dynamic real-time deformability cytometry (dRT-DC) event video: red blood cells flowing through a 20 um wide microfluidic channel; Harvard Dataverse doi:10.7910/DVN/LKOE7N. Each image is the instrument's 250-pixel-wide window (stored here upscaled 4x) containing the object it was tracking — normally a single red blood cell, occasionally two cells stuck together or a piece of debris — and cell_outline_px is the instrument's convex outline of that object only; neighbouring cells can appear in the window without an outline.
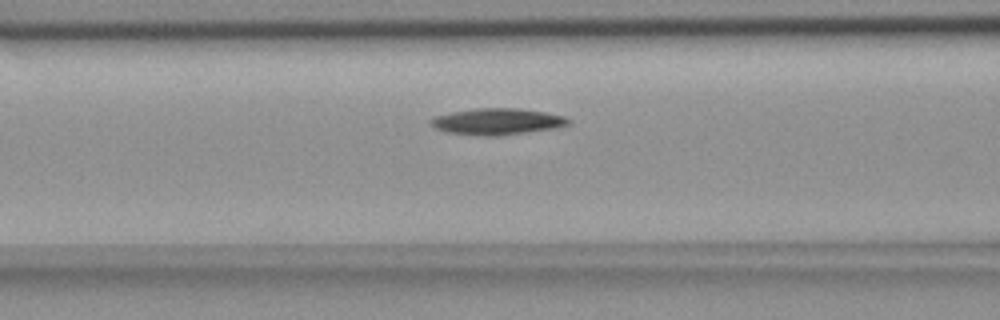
{"species": "common noctule bat (a hibernating species)", "species_latin": "Nyctalus noctula", "temperature_condition": "room temperature", "stored_images_in_passage": 36, "camera_frame_rate_fps": 3000, "um_per_image_px": 0.085, "animal": {"sex": "female", "body_mass_g": 18.4}, "frame": {"image": 1, "passage_image": 10, "time_ms": 3.0, "image_size_px": [1000, 320], "cell_outline_px": [[572, 124], [556, 128], [496, 136], [484, 136], [448, 132], [436, 128], [428, 124], [428, 120], [436, 116], [452, 112], [476, 108], [520, 108], [568, 116], [572, 120]], "centroid_in_image_um": [42.32, 10.32], "position_along_channel_um": 124.3, "area_um2": 21.33}}
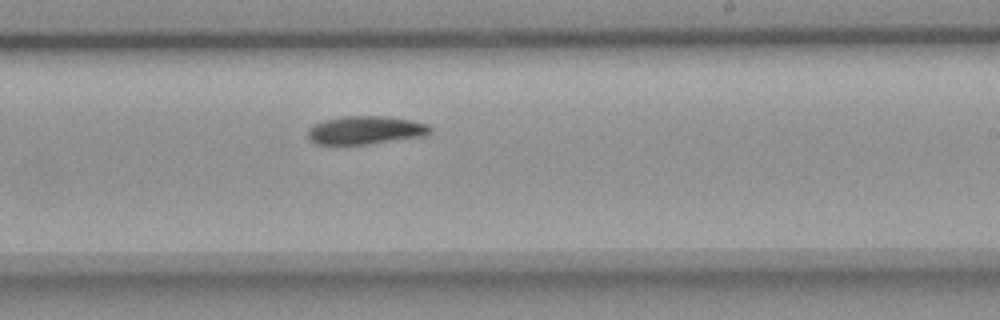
{"frame": {"image": 2, "passage_image": 21, "time_ms": 6.667, "image_size_px": [1000, 320], "cell_outline_px": [[432, 132], [420, 136], [368, 144], [332, 148], [316, 144], [308, 136], [308, 128], [312, 124], [324, 120], [340, 116], [388, 116], [412, 120], [428, 124], [432, 128]], "centroid_in_image_um": [30.97, 11.09], "position_along_channel_um": 258.0, "area_um2": 20.87}}
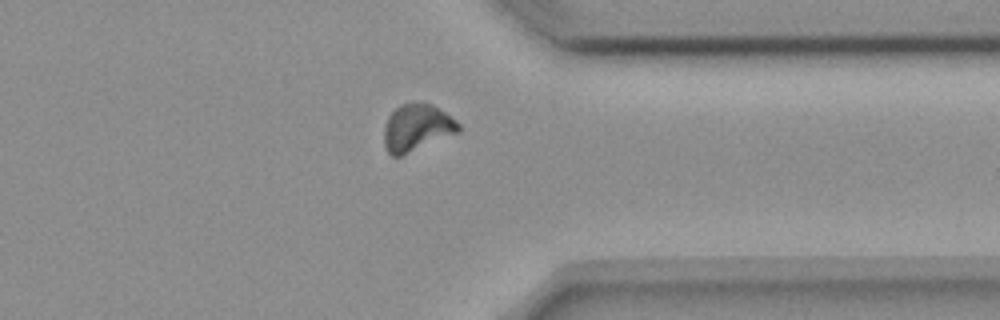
{"frame": {"image": 3, "passage_image": 31, "time_ms": 10.0, "image_size_px": [1000, 320], "cell_outline_px": [[460, 132], [400, 156], [392, 156], [388, 152], [384, 144], [384, 128], [388, 116], [400, 104], [432, 104], [456, 120], [460, 124]], "centroid_in_image_um": [35.43, 10.87], "position_along_channel_um": 376.0, "area_um2": 20.11}, "authors_computed_cell_mechanics": {"area_um2": 20.3745, "velocity_mm_per_s": 3.6716, "shape_relaxation_time_tau1_ms": 4.6711, "shape_relaxation_time_tau2_ms": null, "deformation_change_tau1": 0.137, "deformation_change_tau2": null}}